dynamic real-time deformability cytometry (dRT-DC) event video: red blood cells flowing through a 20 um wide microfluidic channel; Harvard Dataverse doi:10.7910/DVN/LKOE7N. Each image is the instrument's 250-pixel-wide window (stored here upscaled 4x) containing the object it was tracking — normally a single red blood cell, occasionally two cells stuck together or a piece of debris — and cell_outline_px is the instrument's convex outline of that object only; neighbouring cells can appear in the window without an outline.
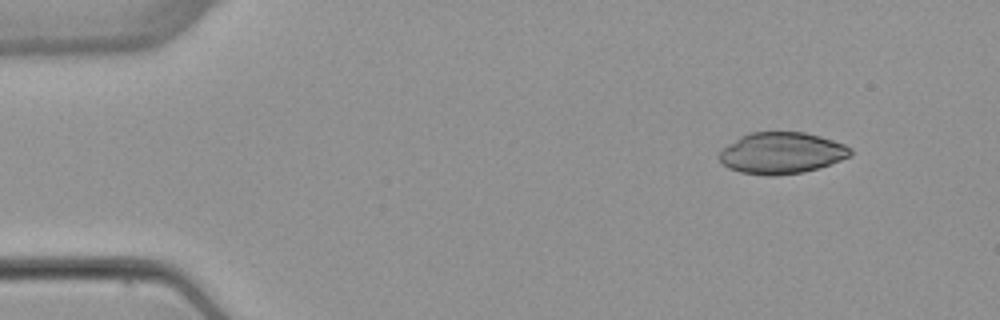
{"species": "common noctule bat (a hibernating species)", "species_latin": "Nyctalus noctula", "temperature_condition": "warm", "stored_images_in_passage": 3, "camera_frame_rate_fps": 3000, "um_per_image_px": 0.085, "animal": {"sex": "female", "body_mass_g": 22.7, "forearm_length_mm": 54.2}, "frame": {"image": 1, "passage_image": 1, "time_ms": 0.0, "image_size_px": [1000, 320], "cell_outline_px": [[852, 156], [804, 172], [776, 176], [768, 176], [740, 172], [728, 168], [716, 156], [724, 148], [740, 136], [748, 132], [804, 132], [820, 136], [844, 144], [852, 148]], "centroid_in_image_um": [66.42, 13.01], "position_along_channel_um": 18.6, "area_um2": 31.67}}